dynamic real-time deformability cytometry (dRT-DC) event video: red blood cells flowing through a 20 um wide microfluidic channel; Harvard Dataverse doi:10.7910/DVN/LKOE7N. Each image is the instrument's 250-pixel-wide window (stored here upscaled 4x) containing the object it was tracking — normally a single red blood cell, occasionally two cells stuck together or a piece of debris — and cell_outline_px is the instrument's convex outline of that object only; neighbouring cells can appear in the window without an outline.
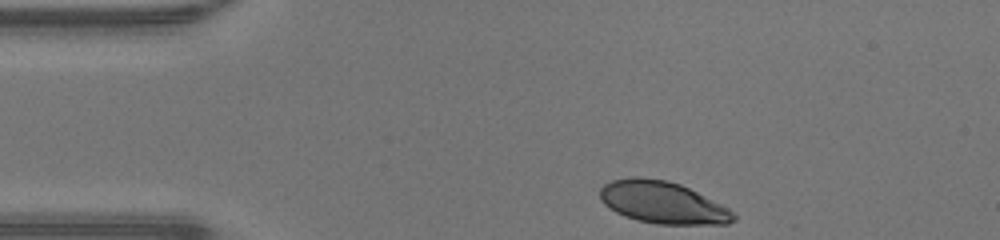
{"species": "human", "species_latin": "Homo sapiens", "temperature_condition": "warm", "stored_images_in_passage": 31, "camera_frame_rate_fps": 3000, "um_per_image_px": 0.085, "donor": {"sex": "male"}, "frame": {"image": 1, "passage_image": 1, "time_ms": 0.0, "image_size_px": [1000, 240], "cell_outline_px": [[736, 220], [728, 224], [656, 224], [636, 220], [624, 216], [608, 208], [600, 200], [600, 188], [604, 184], [612, 180], [632, 176], [668, 180], [680, 184], [728, 208], [736, 216]], "centroid_in_image_um": [56.28, 17.21], "position_along_channel_um": 28.7, "area_um2": 32.71}}
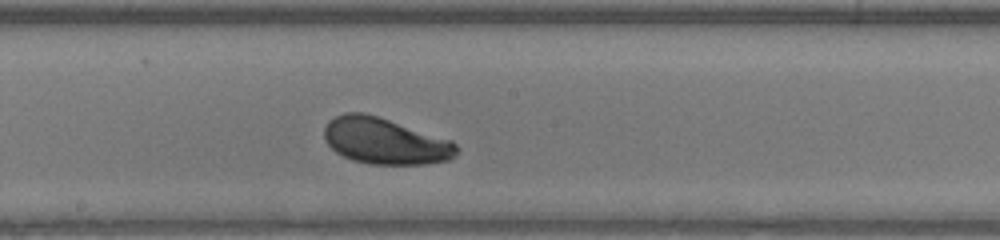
{"frame": {"image": 2, "passage_image": 18, "time_ms": 5.667, "image_size_px": [1000, 240], "cell_outline_px": [[456, 152], [448, 160], [424, 164], [368, 164], [352, 160], [336, 152], [324, 140], [324, 128], [328, 120], [344, 112], [364, 112], [452, 140], [456, 144]], "centroid_in_image_um": [32.68, 11.98], "position_along_channel_um": 215.5, "area_um2": 35.49}}
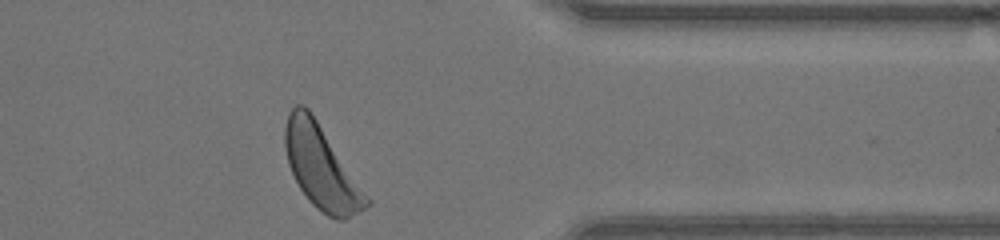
{"frame": {"image": 3, "passage_image": 31, "time_ms": 10.0, "image_size_px": [1000, 240], "cell_outline_px": [[372, 204], [344, 220], [336, 220], [328, 216], [316, 208], [308, 200], [300, 188], [288, 164], [284, 148], [284, 128], [288, 112], [296, 104], [304, 104], [312, 112], [372, 200]], "centroid_in_image_um": [27.32, 14.21], "position_along_channel_um": 384.1, "area_um2": 39.77}, "authors_computed_cell_mechanics": {"area_um2": 35.4892, "velocity_mm_per_s": 4.277, "shape_relaxation_time_tau1_ms": 1.7652, "shape_relaxation_time_tau2_ms": null, "deformation_change_tau1": 0.1069, "deformation_change_tau2": null}}